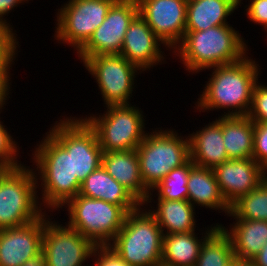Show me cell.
Listing matches in <instances>:
<instances>
[{
  "label": "cell",
  "mask_w": 267,
  "mask_h": 266,
  "mask_svg": "<svg viewBox=\"0 0 267 266\" xmlns=\"http://www.w3.org/2000/svg\"><path fill=\"white\" fill-rule=\"evenodd\" d=\"M259 67L248 55L239 62L212 67L211 78L195 105L199 112L230 109L222 116H247L252 104L254 84L260 75Z\"/></svg>",
  "instance_id": "cell-1"
},
{
  "label": "cell",
  "mask_w": 267,
  "mask_h": 266,
  "mask_svg": "<svg viewBox=\"0 0 267 266\" xmlns=\"http://www.w3.org/2000/svg\"><path fill=\"white\" fill-rule=\"evenodd\" d=\"M230 24L202 31H185L182 42L174 49L185 70L198 73L221 65L239 62L246 57L247 45Z\"/></svg>",
  "instance_id": "cell-2"
},
{
  "label": "cell",
  "mask_w": 267,
  "mask_h": 266,
  "mask_svg": "<svg viewBox=\"0 0 267 266\" xmlns=\"http://www.w3.org/2000/svg\"><path fill=\"white\" fill-rule=\"evenodd\" d=\"M45 134L35 147L32 159L37 166L34 169L36 180L41 181L40 199L43 203L40 204L53 212L79 194L82 183L72 176L71 152H67L48 132Z\"/></svg>",
  "instance_id": "cell-3"
},
{
  "label": "cell",
  "mask_w": 267,
  "mask_h": 266,
  "mask_svg": "<svg viewBox=\"0 0 267 266\" xmlns=\"http://www.w3.org/2000/svg\"><path fill=\"white\" fill-rule=\"evenodd\" d=\"M140 206L128 212L108 247L131 266H161L163 231L155 217ZM142 210V211H141Z\"/></svg>",
  "instance_id": "cell-4"
},
{
  "label": "cell",
  "mask_w": 267,
  "mask_h": 266,
  "mask_svg": "<svg viewBox=\"0 0 267 266\" xmlns=\"http://www.w3.org/2000/svg\"><path fill=\"white\" fill-rule=\"evenodd\" d=\"M37 188L38 181L30 167L21 165L0 171V229L23 226L45 214Z\"/></svg>",
  "instance_id": "cell-5"
},
{
  "label": "cell",
  "mask_w": 267,
  "mask_h": 266,
  "mask_svg": "<svg viewBox=\"0 0 267 266\" xmlns=\"http://www.w3.org/2000/svg\"><path fill=\"white\" fill-rule=\"evenodd\" d=\"M146 132L137 147L140 174L144 185L151 191L167 174L190 160L189 137L179 136L173 129Z\"/></svg>",
  "instance_id": "cell-6"
},
{
  "label": "cell",
  "mask_w": 267,
  "mask_h": 266,
  "mask_svg": "<svg viewBox=\"0 0 267 266\" xmlns=\"http://www.w3.org/2000/svg\"><path fill=\"white\" fill-rule=\"evenodd\" d=\"M65 205L68 226L95 246H108L122 228L128 212L121 206L77 194Z\"/></svg>",
  "instance_id": "cell-7"
},
{
  "label": "cell",
  "mask_w": 267,
  "mask_h": 266,
  "mask_svg": "<svg viewBox=\"0 0 267 266\" xmlns=\"http://www.w3.org/2000/svg\"><path fill=\"white\" fill-rule=\"evenodd\" d=\"M105 107L103 115L83 118L95 131L103 152L137 149L146 135L143 112L131 104Z\"/></svg>",
  "instance_id": "cell-8"
},
{
  "label": "cell",
  "mask_w": 267,
  "mask_h": 266,
  "mask_svg": "<svg viewBox=\"0 0 267 266\" xmlns=\"http://www.w3.org/2000/svg\"><path fill=\"white\" fill-rule=\"evenodd\" d=\"M63 119L56 121L48 133L67 152H71L72 176L82 183L102 165L103 150L95 131L83 117Z\"/></svg>",
  "instance_id": "cell-9"
},
{
  "label": "cell",
  "mask_w": 267,
  "mask_h": 266,
  "mask_svg": "<svg viewBox=\"0 0 267 266\" xmlns=\"http://www.w3.org/2000/svg\"><path fill=\"white\" fill-rule=\"evenodd\" d=\"M116 0H69L57 12L55 39L78 52L104 21Z\"/></svg>",
  "instance_id": "cell-10"
},
{
  "label": "cell",
  "mask_w": 267,
  "mask_h": 266,
  "mask_svg": "<svg viewBox=\"0 0 267 266\" xmlns=\"http://www.w3.org/2000/svg\"><path fill=\"white\" fill-rule=\"evenodd\" d=\"M86 70L96 79L104 104H131L134 80L138 70L120 54L96 55L93 57H79ZM133 85V86H132Z\"/></svg>",
  "instance_id": "cell-11"
},
{
  "label": "cell",
  "mask_w": 267,
  "mask_h": 266,
  "mask_svg": "<svg viewBox=\"0 0 267 266\" xmlns=\"http://www.w3.org/2000/svg\"><path fill=\"white\" fill-rule=\"evenodd\" d=\"M46 215L41 251L46 266H83L96 246L74 228L51 221Z\"/></svg>",
  "instance_id": "cell-12"
},
{
  "label": "cell",
  "mask_w": 267,
  "mask_h": 266,
  "mask_svg": "<svg viewBox=\"0 0 267 266\" xmlns=\"http://www.w3.org/2000/svg\"><path fill=\"white\" fill-rule=\"evenodd\" d=\"M138 13L137 0H116L108 10L102 24L77 52L78 57L120 54L125 33Z\"/></svg>",
  "instance_id": "cell-13"
},
{
  "label": "cell",
  "mask_w": 267,
  "mask_h": 266,
  "mask_svg": "<svg viewBox=\"0 0 267 266\" xmlns=\"http://www.w3.org/2000/svg\"><path fill=\"white\" fill-rule=\"evenodd\" d=\"M188 0H137L145 19L166 49L174 50L183 40Z\"/></svg>",
  "instance_id": "cell-14"
},
{
  "label": "cell",
  "mask_w": 267,
  "mask_h": 266,
  "mask_svg": "<svg viewBox=\"0 0 267 266\" xmlns=\"http://www.w3.org/2000/svg\"><path fill=\"white\" fill-rule=\"evenodd\" d=\"M213 172L219 189L230 206L267 178V171L253 158L228 159L215 166Z\"/></svg>",
  "instance_id": "cell-15"
},
{
  "label": "cell",
  "mask_w": 267,
  "mask_h": 266,
  "mask_svg": "<svg viewBox=\"0 0 267 266\" xmlns=\"http://www.w3.org/2000/svg\"><path fill=\"white\" fill-rule=\"evenodd\" d=\"M45 214L19 227L0 229V266H21L42 251Z\"/></svg>",
  "instance_id": "cell-16"
},
{
  "label": "cell",
  "mask_w": 267,
  "mask_h": 266,
  "mask_svg": "<svg viewBox=\"0 0 267 266\" xmlns=\"http://www.w3.org/2000/svg\"><path fill=\"white\" fill-rule=\"evenodd\" d=\"M161 44L165 46L138 13L125 33L120 55L140 70H150L151 67L164 62V51L162 52L160 49Z\"/></svg>",
  "instance_id": "cell-17"
},
{
  "label": "cell",
  "mask_w": 267,
  "mask_h": 266,
  "mask_svg": "<svg viewBox=\"0 0 267 266\" xmlns=\"http://www.w3.org/2000/svg\"><path fill=\"white\" fill-rule=\"evenodd\" d=\"M102 166L108 174L124 186L141 204L148 205L153 193L144 185L136 149L103 152Z\"/></svg>",
  "instance_id": "cell-18"
},
{
  "label": "cell",
  "mask_w": 267,
  "mask_h": 266,
  "mask_svg": "<svg viewBox=\"0 0 267 266\" xmlns=\"http://www.w3.org/2000/svg\"><path fill=\"white\" fill-rule=\"evenodd\" d=\"M190 159L200 167L213 169L229 158L222 135V116L189 134Z\"/></svg>",
  "instance_id": "cell-19"
},
{
  "label": "cell",
  "mask_w": 267,
  "mask_h": 266,
  "mask_svg": "<svg viewBox=\"0 0 267 266\" xmlns=\"http://www.w3.org/2000/svg\"><path fill=\"white\" fill-rule=\"evenodd\" d=\"M80 195L100 199L123 207L127 212L144 207L124 186L108 174L101 165L81 184Z\"/></svg>",
  "instance_id": "cell-20"
},
{
  "label": "cell",
  "mask_w": 267,
  "mask_h": 266,
  "mask_svg": "<svg viewBox=\"0 0 267 266\" xmlns=\"http://www.w3.org/2000/svg\"><path fill=\"white\" fill-rule=\"evenodd\" d=\"M216 225V226H215ZM211 225L198 239L195 231L163 235L161 266H195L204 241L219 227Z\"/></svg>",
  "instance_id": "cell-21"
},
{
  "label": "cell",
  "mask_w": 267,
  "mask_h": 266,
  "mask_svg": "<svg viewBox=\"0 0 267 266\" xmlns=\"http://www.w3.org/2000/svg\"><path fill=\"white\" fill-rule=\"evenodd\" d=\"M188 201L196 207L203 206L229 214L231 206L224 199L213 169L194 165L187 182Z\"/></svg>",
  "instance_id": "cell-22"
},
{
  "label": "cell",
  "mask_w": 267,
  "mask_h": 266,
  "mask_svg": "<svg viewBox=\"0 0 267 266\" xmlns=\"http://www.w3.org/2000/svg\"><path fill=\"white\" fill-rule=\"evenodd\" d=\"M238 6L236 0H188L185 31H202L226 25L228 16Z\"/></svg>",
  "instance_id": "cell-23"
},
{
  "label": "cell",
  "mask_w": 267,
  "mask_h": 266,
  "mask_svg": "<svg viewBox=\"0 0 267 266\" xmlns=\"http://www.w3.org/2000/svg\"><path fill=\"white\" fill-rule=\"evenodd\" d=\"M235 222L229 230L219 226L230 237L235 258L252 260L267 242V221L235 219Z\"/></svg>",
  "instance_id": "cell-24"
},
{
  "label": "cell",
  "mask_w": 267,
  "mask_h": 266,
  "mask_svg": "<svg viewBox=\"0 0 267 266\" xmlns=\"http://www.w3.org/2000/svg\"><path fill=\"white\" fill-rule=\"evenodd\" d=\"M157 200V210L149 209L148 211L155 217L163 234L195 231V207L188 200Z\"/></svg>",
  "instance_id": "cell-25"
},
{
  "label": "cell",
  "mask_w": 267,
  "mask_h": 266,
  "mask_svg": "<svg viewBox=\"0 0 267 266\" xmlns=\"http://www.w3.org/2000/svg\"><path fill=\"white\" fill-rule=\"evenodd\" d=\"M222 135L229 159L252 158L254 122L248 116H222Z\"/></svg>",
  "instance_id": "cell-26"
},
{
  "label": "cell",
  "mask_w": 267,
  "mask_h": 266,
  "mask_svg": "<svg viewBox=\"0 0 267 266\" xmlns=\"http://www.w3.org/2000/svg\"><path fill=\"white\" fill-rule=\"evenodd\" d=\"M234 258L232 241L219 226L202 244L195 266H228Z\"/></svg>",
  "instance_id": "cell-27"
},
{
  "label": "cell",
  "mask_w": 267,
  "mask_h": 266,
  "mask_svg": "<svg viewBox=\"0 0 267 266\" xmlns=\"http://www.w3.org/2000/svg\"><path fill=\"white\" fill-rule=\"evenodd\" d=\"M228 216L234 219L267 221V178L256 189L234 202Z\"/></svg>",
  "instance_id": "cell-28"
},
{
  "label": "cell",
  "mask_w": 267,
  "mask_h": 266,
  "mask_svg": "<svg viewBox=\"0 0 267 266\" xmlns=\"http://www.w3.org/2000/svg\"><path fill=\"white\" fill-rule=\"evenodd\" d=\"M194 165L190 159L186 164L171 170L151 191L157 190V199L188 200L187 182L190 170Z\"/></svg>",
  "instance_id": "cell-29"
},
{
  "label": "cell",
  "mask_w": 267,
  "mask_h": 266,
  "mask_svg": "<svg viewBox=\"0 0 267 266\" xmlns=\"http://www.w3.org/2000/svg\"><path fill=\"white\" fill-rule=\"evenodd\" d=\"M12 26L0 25V73L10 78V67L16 59L19 45ZM17 52V53H16Z\"/></svg>",
  "instance_id": "cell-30"
},
{
  "label": "cell",
  "mask_w": 267,
  "mask_h": 266,
  "mask_svg": "<svg viewBox=\"0 0 267 266\" xmlns=\"http://www.w3.org/2000/svg\"><path fill=\"white\" fill-rule=\"evenodd\" d=\"M1 113V111H0ZM18 147V148H17ZM19 146L13 140L2 121H0V166L3 168H15L22 164L17 160Z\"/></svg>",
  "instance_id": "cell-31"
},
{
  "label": "cell",
  "mask_w": 267,
  "mask_h": 266,
  "mask_svg": "<svg viewBox=\"0 0 267 266\" xmlns=\"http://www.w3.org/2000/svg\"><path fill=\"white\" fill-rule=\"evenodd\" d=\"M260 84V85H259ZM254 123H267V86L258 81L252 91V104L247 115Z\"/></svg>",
  "instance_id": "cell-32"
},
{
  "label": "cell",
  "mask_w": 267,
  "mask_h": 266,
  "mask_svg": "<svg viewBox=\"0 0 267 266\" xmlns=\"http://www.w3.org/2000/svg\"><path fill=\"white\" fill-rule=\"evenodd\" d=\"M252 158L267 171V123H254Z\"/></svg>",
  "instance_id": "cell-33"
},
{
  "label": "cell",
  "mask_w": 267,
  "mask_h": 266,
  "mask_svg": "<svg viewBox=\"0 0 267 266\" xmlns=\"http://www.w3.org/2000/svg\"><path fill=\"white\" fill-rule=\"evenodd\" d=\"M95 259L93 266H131L123 261L114 251L108 246H96L92 254Z\"/></svg>",
  "instance_id": "cell-34"
},
{
  "label": "cell",
  "mask_w": 267,
  "mask_h": 266,
  "mask_svg": "<svg viewBox=\"0 0 267 266\" xmlns=\"http://www.w3.org/2000/svg\"><path fill=\"white\" fill-rule=\"evenodd\" d=\"M246 15L250 21L263 26L267 31V0H250Z\"/></svg>",
  "instance_id": "cell-35"
},
{
  "label": "cell",
  "mask_w": 267,
  "mask_h": 266,
  "mask_svg": "<svg viewBox=\"0 0 267 266\" xmlns=\"http://www.w3.org/2000/svg\"><path fill=\"white\" fill-rule=\"evenodd\" d=\"M26 1L28 2L29 0H0V25L11 26L6 18L3 17L8 15L14 7H18L19 4H24Z\"/></svg>",
  "instance_id": "cell-36"
},
{
  "label": "cell",
  "mask_w": 267,
  "mask_h": 266,
  "mask_svg": "<svg viewBox=\"0 0 267 266\" xmlns=\"http://www.w3.org/2000/svg\"><path fill=\"white\" fill-rule=\"evenodd\" d=\"M10 79L11 78H8L6 75L0 73V110L1 111L4 108V105H6L5 101L9 98L7 96L9 94V91H11L9 87L11 85V82H9L11 81Z\"/></svg>",
  "instance_id": "cell-37"
},
{
  "label": "cell",
  "mask_w": 267,
  "mask_h": 266,
  "mask_svg": "<svg viewBox=\"0 0 267 266\" xmlns=\"http://www.w3.org/2000/svg\"><path fill=\"white\" fill-rule=\"evenodd\" d=\"M257 266H267V242L260 252L252 259Z\"/></svg>",
  "instance_id": "cell-38"
},
{
  "label": "cell",
  "mask_w": 267,
  "mask_h": 266,
  "mask_svg": "<svg viewBox=\"0 0 267 266\" xmlns=\"http://www.w3.org/2000/svg\"><path fill=\"white\" fill-rule=\"evenodd\" d=\"M21 266H46V260H45V257L42 255V252H41L38 256L27 260Z\"/></svg>",
  "instance_id": "cell-39"
},
{
  "label": "cell",
  "mask_w": 267,
  "mask_h": 266,
  "mask_svg": "<svg viewBox=\"0 0 267 266\" xmlns=\"http://www.w3.org/2000/svg\"><path fill=\"white\" fill-rule=\"evenodd\" d=\"M237 266H257L252 260L238 259Z\"/></svg>",
  "instance_id": "cell-40"
},
{
  "label": "cell",
  "mask_w": 267,
  "mask_h": 266,
  "mask_svg": "<svg viewBox=\"0 0 267 266\" xmlns=\"http://www.w3.org/2000/svg\"><path fill=\"white\" fill-rule=\"evenodd\" d=\"M228 266H237V258H234V261Z\"/></svg>",
  "instance_id": "cell-41"
},
{
  "label": "cell",
  "mask_w": 267,
  "mask_h": 266,
  "mask_svg": "<svg viewBox=\"0 0 267 266\" xmlns=\"http://www.w3.org/2000/svg\"><path fill=\"white\" fill-rule=\"evenodd\" d=\"M238 3H239V5L241 4V1H243V0H236Z\"/></svg>",
  "instance_id": "cell-42"
}]
</instances>
